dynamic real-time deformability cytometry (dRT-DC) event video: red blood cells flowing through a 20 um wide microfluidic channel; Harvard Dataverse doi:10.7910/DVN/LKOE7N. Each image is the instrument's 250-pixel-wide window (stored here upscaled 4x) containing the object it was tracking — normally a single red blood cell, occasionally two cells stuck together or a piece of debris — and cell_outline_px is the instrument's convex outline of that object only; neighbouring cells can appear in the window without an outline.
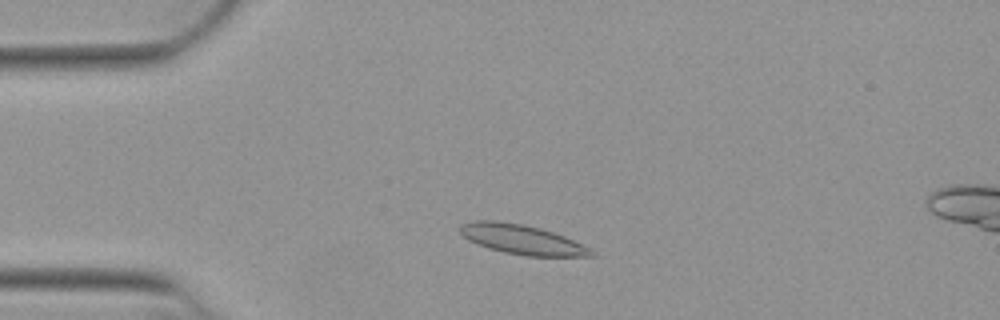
{"species": "Egyptian fruit bat (a non-hibernating species)", "species_latin": "Rousettus aegyptiacus", "temperature_condition": "warm", "stored_images_in_passage": 48, "segment_of_instrument_passage": [1, 2], "camera_frame_rate_fps": 3000, "um_per_image_px": 0.085, "animal": {"sex": "female"}, "frame": {"image": 1, "passage_image": 7, "time_ms": 2.0, "image_size_px": [1000, 320], "cell_outline_px": [[596, 256], [528, 256], [504, 252], [468, 240], [460, 232], [460, 228], [464, 224], [476, 220], [496, 220], [524, 224], [540, 228], [564, 236], [588, 248]], "centroid_in_image_um": [44.36, 20.34], "position_along_channel_um": 40.6, "area_um2": 22.08}}
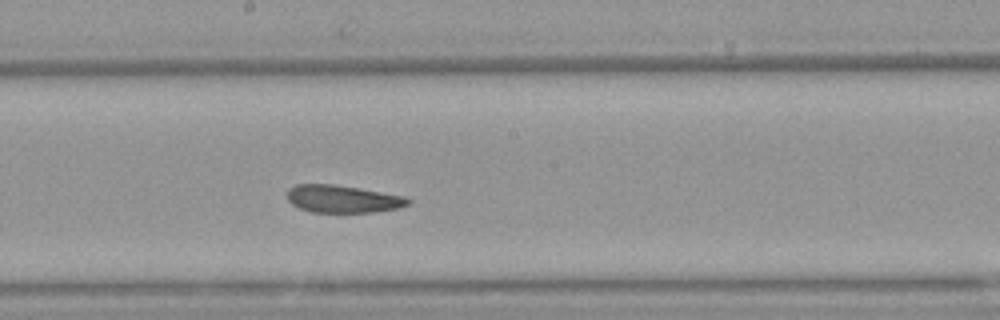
{"frame": {"image": 2, "passage_image": 23, "time_ms": 7.333, "image_size_px": [1000, 320], "cell_outline_px": [[412, 200], [408, 204], [400, 208], [372, 212], [312, 212], [300, 208], [292, 204], [288, 200], [288, 188], [296, 184], [332, 184], [404, 196]], "centroid_in_image_um": [29.12, 16.91], "position_along_channel_um": 219.1, "area_um2": 19.19}}
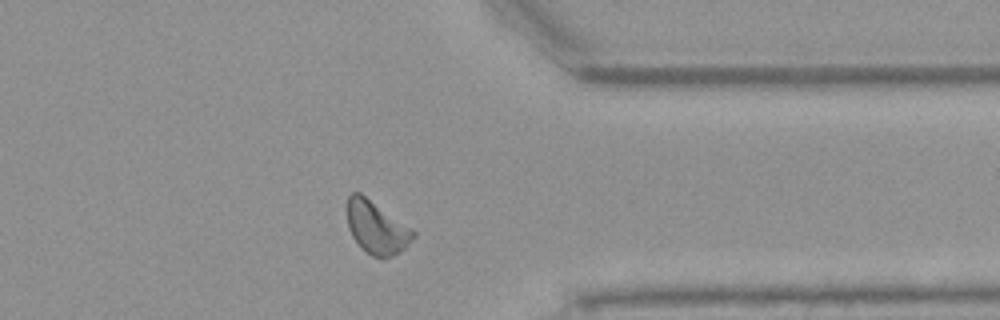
{"frame": {"image": 3, "passage_image": 36, "time_ms": 11.667, "image_size_px": [1000, 320], "cell_outline_px": [[416, 236], [400, 252], [384, 260], [372, 256], [360, 248], [352, 236], [348, 228], [348, 196], [352, 192], [360, 192], [412, 228], [416, 232]], "centroid_in_image_um": [32.02, 19.37], "position_along_channel_um": 379.4, "area_um2": 20.46}}